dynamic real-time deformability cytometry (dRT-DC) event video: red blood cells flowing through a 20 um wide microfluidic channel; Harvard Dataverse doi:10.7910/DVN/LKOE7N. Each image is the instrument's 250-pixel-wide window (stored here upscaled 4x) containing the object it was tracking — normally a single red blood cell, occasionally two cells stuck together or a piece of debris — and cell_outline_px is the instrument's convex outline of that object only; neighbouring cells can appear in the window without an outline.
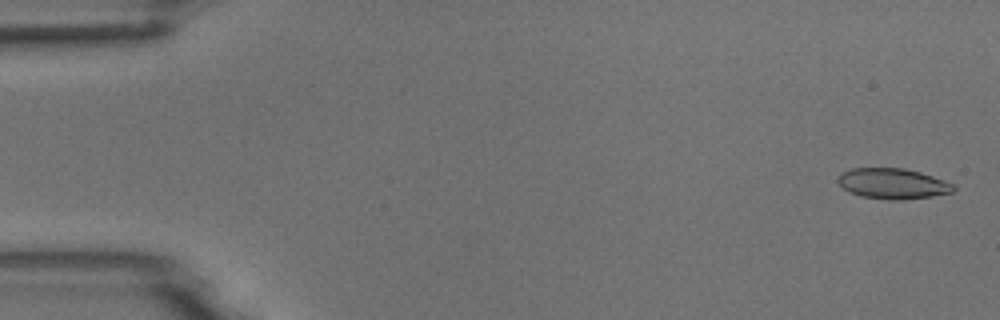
{"species": "common noctule bat (a hibernating species)", "species_latin": "Nyctalus noctula", "temperature_condition": "room temperature", "stored_images_in_passage": 10, "camera_frame_rate_fps": 3000, "um_per_image_px": 0.085, "animal": {"sex": "male", "body_mass_g": 18.8}, "frame": {"image": 1, "passage_image": 2, "time_ms": 0.333, "image_size_px": [1000, 320], "cell_outline_px": [[956, 188], [952, 192], [932, 196], [900, 200], [892, 200], [860, 196], [848, 192], [836, 180], [840, 172], [852, 168], [904, 168], [920, 172], [944, 180], [952, 184]], "centroid_in_image_um": [75.85, 15.6], "position_along_channel_um": 9.2, "area_um2": 20.58}}